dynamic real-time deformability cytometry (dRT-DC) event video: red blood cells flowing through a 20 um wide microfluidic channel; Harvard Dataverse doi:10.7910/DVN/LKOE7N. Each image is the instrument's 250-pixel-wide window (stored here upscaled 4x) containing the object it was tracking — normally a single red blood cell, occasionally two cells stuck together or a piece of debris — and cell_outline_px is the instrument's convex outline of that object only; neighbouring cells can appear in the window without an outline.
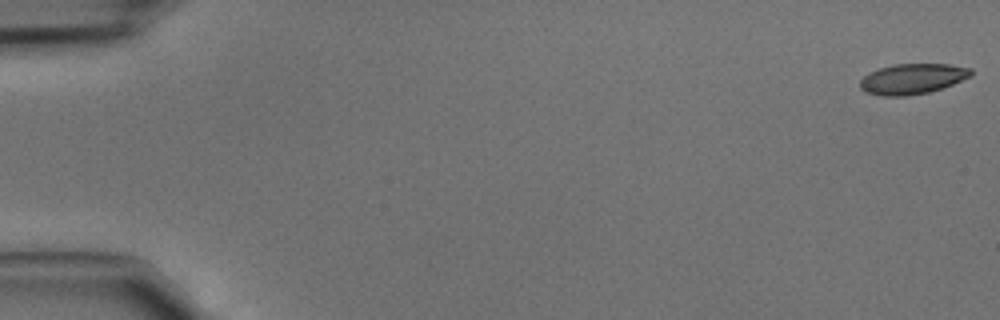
{"species": "common noctule bat (a hibernating species)", "species_latin": "Nyctalus noctula", "temperature_condition": "cold", "stored_images_in_passage": 46, "camera_frame_rate_fps": 3000, "um_per_image_px": 0.085, "animal": {"sex": "male", "body_mass_g": 15.6}, "frame": {"image": 1, "passage_image": 1, "time_ms": 0.0, "image_size_px": [1000, 320], "cell_outline_px": [[972, 76], [952, 84], [928, 92], [904, 96], [884, 96], [864, 92], [860, 88], [860, 80], [868, 72], [880, 68], [896, 64], [948, 64], [972, 68]], "centroid_in_image_um": [77.54, 6.7], "position_along_channel_um": 7.5, "area_um2": 19.59}}
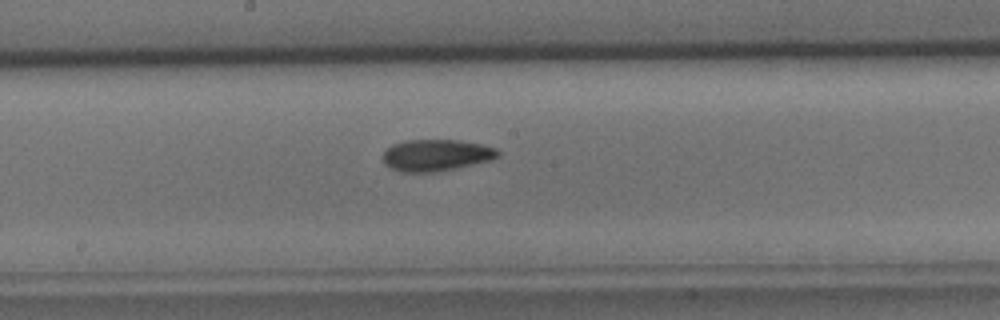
{"frame": {"image": 2, "passage_image": 25, "time_ms": 8.0, "image_size_px": [1000, 320], "cell_outline_px": [[500, 156], [492, 160], [436, 172], [400, 172], [384, 164], [384, 152], [392, 144], [404, 140], [456, 140], [480, 144], [496, 148], [500, 152]], "centroid_in_image_um": [37.08, 13.19], "position_along_channel_um": 211.1, "area_um2": 21.15}}
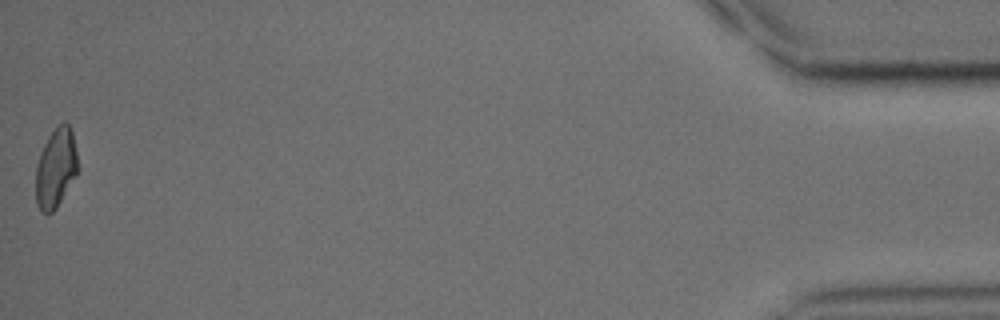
{"frame": {"image": 3, "passage_image": 46, "time_ms": 15.0, "image_size_px": [1000, 320], "cell_outline_px": [[80, 168], [76, 176], [56, 208], [48, 216], [40, 212], [36, 204], [36, 164], [40, 152], [48, 136], [64, 120], [68, 124], [72, 132]], "centroid_in_image_um": [4.75, 14.32], "position_along_channel_um": 430.5, "area_um2": 19.77}}